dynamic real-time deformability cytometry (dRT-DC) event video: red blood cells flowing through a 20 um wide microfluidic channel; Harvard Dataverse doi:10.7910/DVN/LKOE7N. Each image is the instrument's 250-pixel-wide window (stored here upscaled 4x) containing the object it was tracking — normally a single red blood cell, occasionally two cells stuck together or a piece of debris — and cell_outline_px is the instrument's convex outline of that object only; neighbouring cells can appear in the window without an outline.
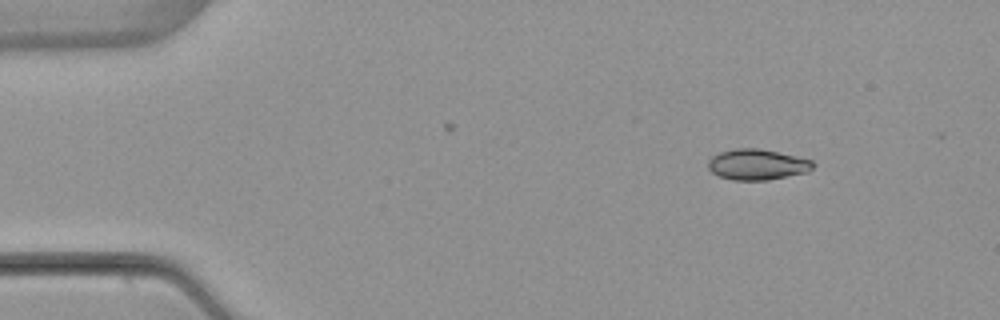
{"species": "common noctule bat (a hibernating species)", "species_latin": "Nyctalus noctula", "temperature_condition": "warm", "stored_images_in_passage": 3, "camera_frame_rate_fps": 3000, "um_per_image_px": 0.085, "animal": {"sex": "female", "body_mass_g": 22.7, "forearm_length_mm": 54.2}, "frame": {"image": 1, "passage_image": 1, "time_ms": 0.0, "image_size_px": [1000, 320], "cell_outline_px": [[816, 164], [808, 172], [768, 180], [732, 180], [720, 176], [712, 172], [708, 168], [708, 160], [712, 156], [720, 152], [736, 148], [760, 148], [796, 156], [812, 160]], "centroid_in_image_um": [64.37, 13.98], "position_along_channel_um": 20.6, "area_um2": 18.84}}
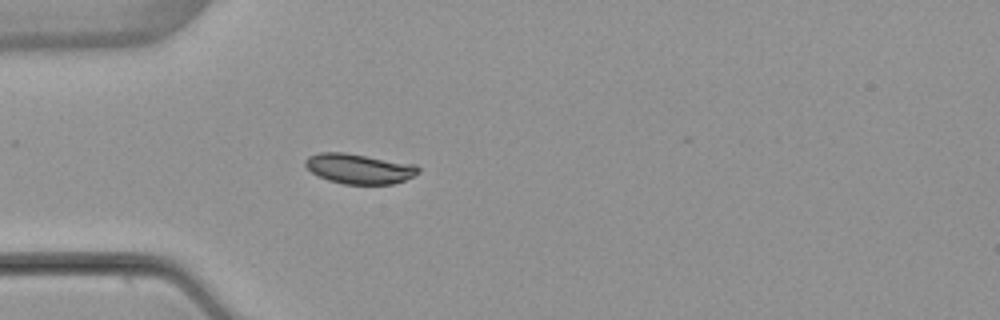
{"frame": {"image": 2, "passage_image": 3, "time_ms": 2.667, "image_size_px": [1000, 320], "cell_outline_px": [[420, 172], [404, 180], [392, 184], [344, 184], [328, 180], [312, 172], [304, 164], [304, 160], [308, 156], [320, 152], [344, 152], [416, 164], [420, 168]], "centroid_in_image_um": [30.53, 14.33], "position_along_channel_um": 54.5, "area_um2": 19.77}}